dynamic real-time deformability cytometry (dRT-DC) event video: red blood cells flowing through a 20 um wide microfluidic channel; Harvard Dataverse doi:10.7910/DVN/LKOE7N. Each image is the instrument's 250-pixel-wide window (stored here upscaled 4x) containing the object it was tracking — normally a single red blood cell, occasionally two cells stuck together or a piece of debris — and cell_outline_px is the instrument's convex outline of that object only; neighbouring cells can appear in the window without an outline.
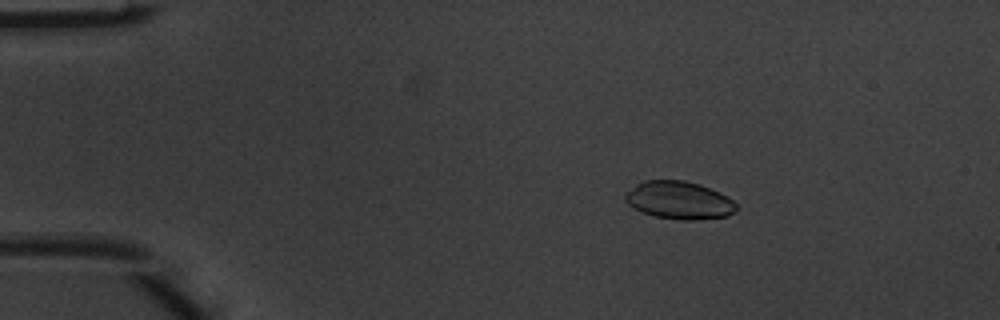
{"species": "common noctule bat (a hibernating species)", "species_latin": "Nyctalus noctula", "temperature_condition": "warm", "stored_images_in_passage": 5, "camera_frame_rate_fps": 3000, "um_per_image_px": 0.085, "animal": {"sex": "male", "body_mass_g": 20.1, "forearm_length_mm": 53.5}, "frame": {"image": 1, "passage_image": 3, "time_ms": 0.667, "image_size_px": [1000, 320], "cell_outline_px": [[736, 212], [728, 216], [692, 220], [684, 220], [656, 216], [644, 212], [628, 204], [624, 200], [624, 196], [636, 184], [644, 180], [684, 180], [700, 184], [720, 192], [732, 200], [736, 204]], "centroid_in_image_um": [57.75, 17.01], "position_along_channel_um": 27.3, "area_um2": 24.28}}